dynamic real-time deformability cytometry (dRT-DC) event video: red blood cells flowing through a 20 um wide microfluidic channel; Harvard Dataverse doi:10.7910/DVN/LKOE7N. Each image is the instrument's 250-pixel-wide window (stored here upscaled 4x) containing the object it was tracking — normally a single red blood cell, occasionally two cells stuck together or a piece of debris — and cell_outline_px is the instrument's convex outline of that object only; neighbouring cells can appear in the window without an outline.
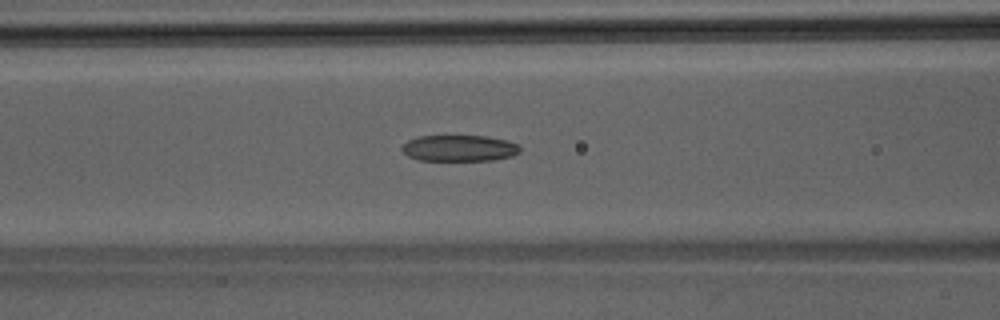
{"species": "Egyptian fruit bat (a non-hibernating species)", "species_latin": "Rousettus aegyptiacus", "temperature_condition": "room temperature", "stored_images_in_passage": 46, "camera_frame_rate_fps": 3000, "um_per_image_px": 0.085, "animal": {"sex": "male"}, "frame": {"image": 1, "passage_image": 19, "time_ms": 6.0, "image_size_px": [1000, 320], "cell_outline_px": [[520, 152], [512, 156], [492, 160], [420, 160], [408, 156], [400, 148], [408, 140], [420, 136], [488, 136], [504, 140], [516, 144], [520, 148]], "centroid_in_image_um": [39.03, 12.59], "position_along_channel_um": 127.6, "area_um2": 17.86}}
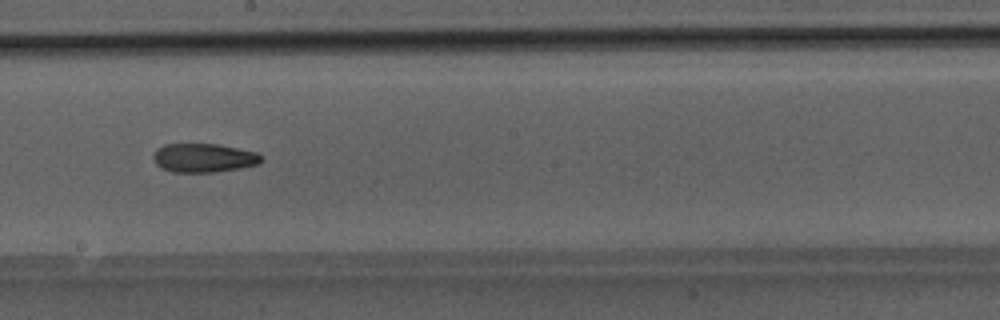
{"frame": {"image": 2, "passage_image": 26, "time_ms": 8.333, "image_size_px": [1000, 320], "cell_outline_px": [[264, 160], [260, 164], [240, 168], [212, 172], [172, 172], [160, 168], [156, 164], [152, 156], [156, 148], [164, 144], [216, 144], [256, 152], [264, 156]], "centroid_in_image_um": [17.31, 13.42], "position_along_channel_um": 230.9, "area_um2": 18.32}}
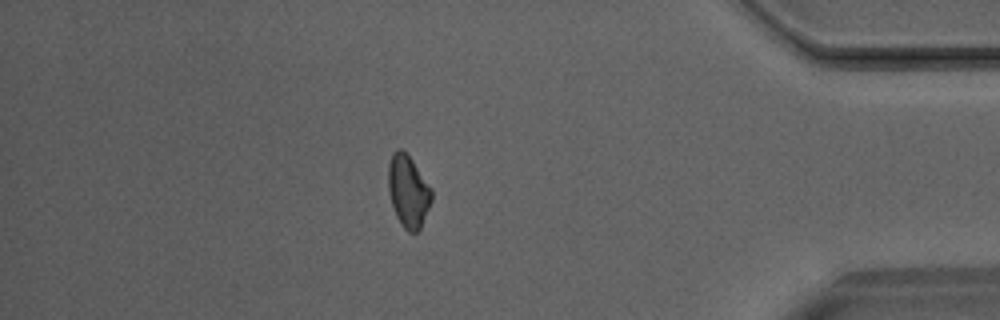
{"frame": {"image": 3, "passage_image": 40, "time_ms": 13.0, "image_size_px": [1000, 320], "cell_outline_px": [[432, 200], [420, 228], [416, 232], [408, 232], [400, 224], [396, 216], [388, 192], [388, 164], [392, 152], [396, 148], [400, 148], [412, 160], [432, 188]], "centroid_in_image_um": [34.68, 16.25], "position_along_channel_um": 400.5, "area_um2": 18.26}}